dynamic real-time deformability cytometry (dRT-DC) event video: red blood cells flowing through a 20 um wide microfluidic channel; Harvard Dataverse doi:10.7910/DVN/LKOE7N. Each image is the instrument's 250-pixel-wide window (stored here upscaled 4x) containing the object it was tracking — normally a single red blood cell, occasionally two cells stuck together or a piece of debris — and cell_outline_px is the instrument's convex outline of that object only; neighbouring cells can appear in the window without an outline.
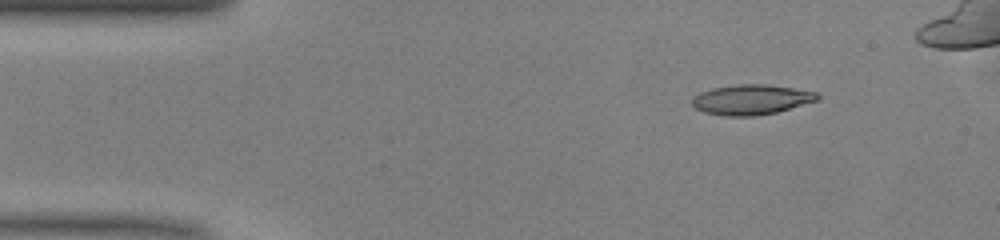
{"species": "common noctule bat (a hibernating species)", "species_latin": "Nyctalus noctula", "temperature_condition": "warm", "stored_images_in_passage": 39, "camera_frame_rate_fps": 3000, "um_per_image_px": 0.085, "animal": {"sex": "male", "body_mass_g": 13.0, "forearm_length_mm": 53.1}, "frame": {"image": 1, "passage_image": 1, "time_ms": 0.0, "image_size_px": [1000, 240], "cell_outline_px": [[820, 96], [816, 100], [776, 112], [756, 116], [728, 116], [704, 112], [696, 108], [692, 104], [692, 100], [700, 92], [712, 88], [736, 84], [764, 84], [792, 88], [816, 92]], "centroid_in_image_um": [63.83, 8.46], "position_along_channel_um": 21.2, "area_um2": 21.62}}
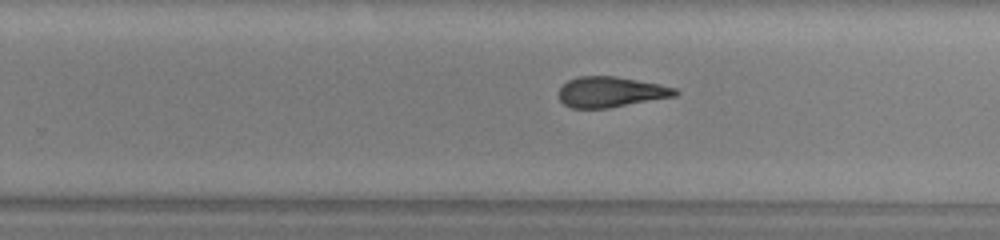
{"frame": {"image": 2, "passage_image": 25, "time_ms": 8.0, "image_size_px": [1000, 240], "cell_outline_px": [[680, 92], [676, 96], [608, 108], [572, 108], [564, 104], [560, 100], [556, 92], [568, 80], [580, 76], [616, 76], [660, 84], [676, 88]], "centroid_in_image_um": [51.91, 7.81], "position_along_channel_um": 277.9, "area_um2": 20.81}}
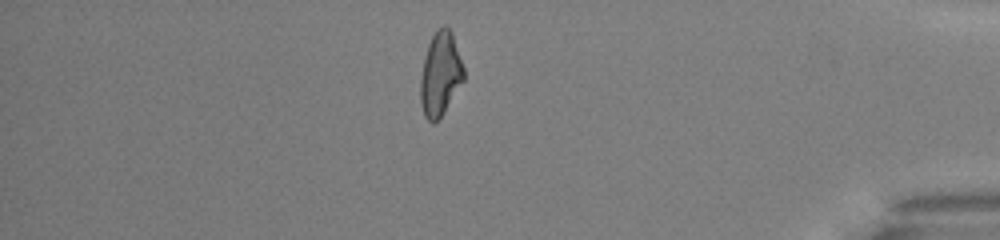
{"frame": {"image": 3, "passage_image": 37, "time_ms": 12.0, "image_size_px": [1000, 240], "cell_outline_px": [[464, 80], [440, 120], [432, 124], [424, 116], [420, 104], [420, 80], [424, 56], [428, 44], [436, 28], [444, 24], [452, 32], [464, 68]], "centroid_in_image_um": [37.42, 6.32], "position_along_channel_um": 397.8, "area_um2": 21.56}, "authors_computed_cell_mechanics": {"area_um2": 21.5016, "velocity_mm_per_s": 4.0939, "shape_relaxation_time_tau1_ms": 6.0122, "shape_relaxation_time_tau2_ms": 3.2661, "deformation_change_tau1": 0.1917, "deformation_change_tau2": 0.135}}